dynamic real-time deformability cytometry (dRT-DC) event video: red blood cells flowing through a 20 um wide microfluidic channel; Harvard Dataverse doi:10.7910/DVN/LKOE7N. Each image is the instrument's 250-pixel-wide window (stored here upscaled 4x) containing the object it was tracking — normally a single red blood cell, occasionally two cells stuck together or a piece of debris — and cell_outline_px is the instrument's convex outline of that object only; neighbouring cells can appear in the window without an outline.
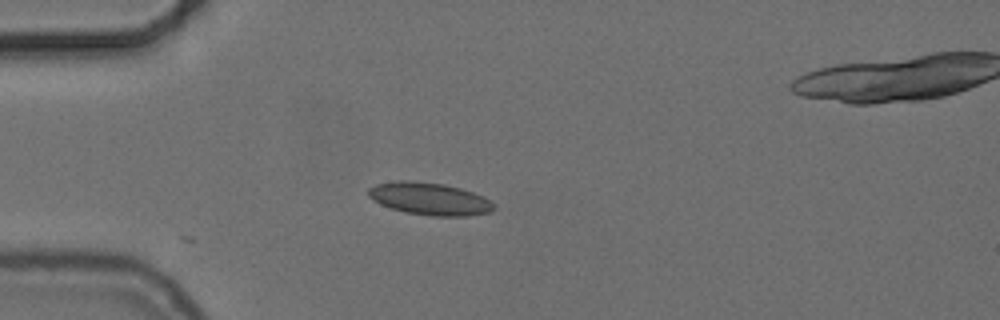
{"species": "common noctule bat (a hibernating species)", "species_latin": "Nyctalus noctula", "temperature_condition": "cold", "stored_images_in_passage": 5, "camera_frame_rate_fps": 3000, "um_per_image_px": 0.085, "animal": {"sex": "female", "body_mass_g": 24.6, "forearm_length_mm": 56.2}, "frame": {"image": 1, "passage_image": 1, "time_ms": 0.0, "image_size_px": [1000, 320], "cell_outline_px": [[496, 208], [492, 212], [468, 216], [432, 216], [404, 212], [380, 204], [372, 200], [368, 196], [368, 188], [376, 184], [400, 180], [408, 180], [444, 184], [460, 188], [484, 196], [496, 204]], "centroid_in_image_um": [36.54, 16.9], "position_along_channel_um": 48.5, "area_um2": 23.93}}
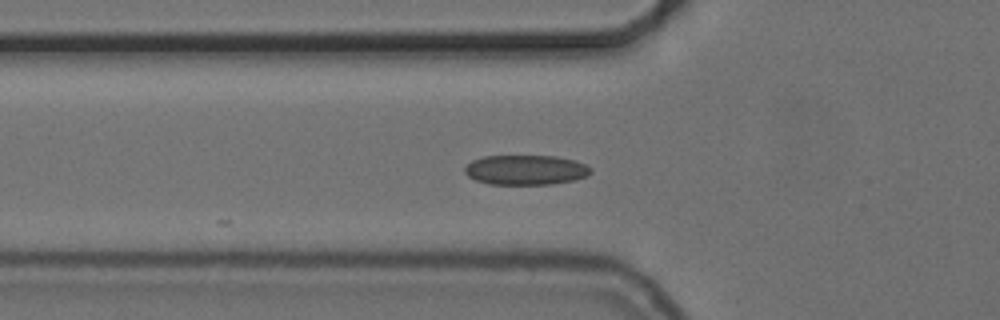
{"frame": {"image": 2, "passage_image": 5, "time_ms": 1.333, "image_size_px": [1000, 320], "cell_outline_px": [[592, 172], [588, 176], [576, 180], [552, 184], [488, 184], [476, 180], [468, 176], [464, 172], [464, 168], [472, 160], [484, 156], [556, 156], [572, 160], [584, 164], [592, 168]], "centroid_in_image_um": [44.7, 14.45], "position_along_channel_um": 81.1, "area_um2": 21.96}}